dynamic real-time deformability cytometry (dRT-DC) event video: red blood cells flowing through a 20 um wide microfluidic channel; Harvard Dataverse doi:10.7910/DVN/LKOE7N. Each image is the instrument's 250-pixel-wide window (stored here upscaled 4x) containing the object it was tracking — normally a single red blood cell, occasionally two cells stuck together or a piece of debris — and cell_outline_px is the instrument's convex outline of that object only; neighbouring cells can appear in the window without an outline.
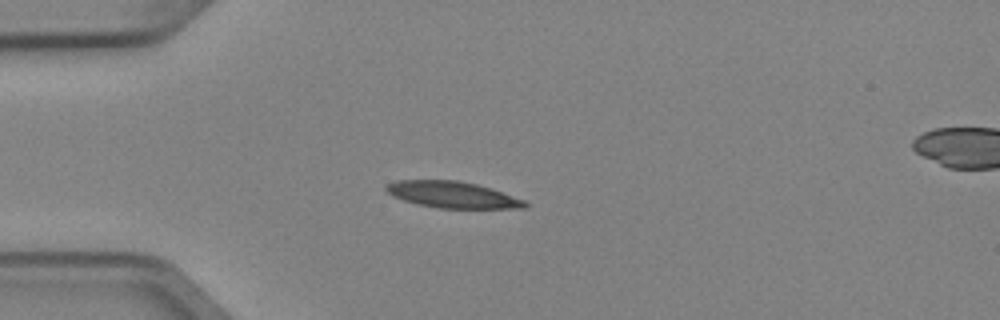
{"species": "Egyptian fruit bat (a non-hibernating species)", "species_latin": "Rousettus aegyptiacus", "temperature_condition": "cold", "stored_images_in_passage": 4, "camera_frame_rate_fps": 3000, "um_per_image_px": 0.085, "animal": {"sex": "female"}, "frame": {"image": 1, "passage_image": 3, "time_ms": 0.667, "image_size_px": [1000, 320], "cell_outline_px": [[528, 208], [440, 208], [420, 204], [404, 200], [392, 196], [384, 188], [388, 184], [396, 180], [456, 180], [476, 184], [492, 188], [524, 200], [528, 204]], "centroid_in_image_um": [38.48, 16.54], "position_along_channel_um": 46.5, "area_um2": 21.21}}